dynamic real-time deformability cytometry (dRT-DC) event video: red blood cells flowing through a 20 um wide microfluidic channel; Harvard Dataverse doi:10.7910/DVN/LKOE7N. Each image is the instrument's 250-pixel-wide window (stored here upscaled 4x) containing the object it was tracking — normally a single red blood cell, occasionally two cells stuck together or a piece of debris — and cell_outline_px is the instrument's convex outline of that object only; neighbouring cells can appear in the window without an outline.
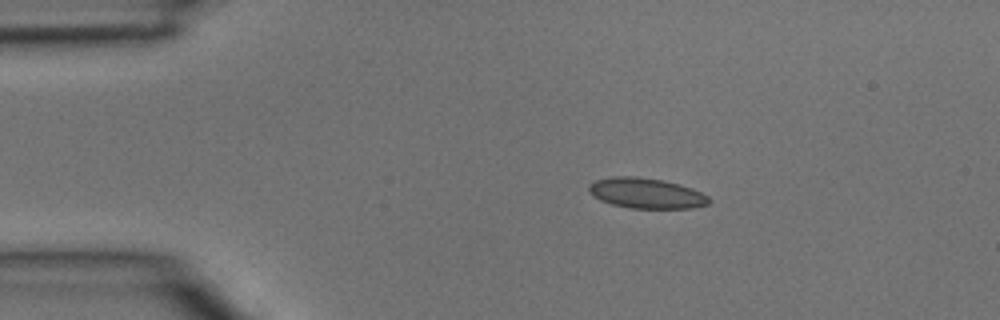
{"species": "common noctule bat (a hibernating species)", "species_latin": "Nyctalus noctula", "temperature_condition": "room temperature", "stored_images_in_passage": 2, "camera_frame_rate_fps": 3000, "um_per_image_px": 0.085, "animal": {"sex": "male", "body_mass_g": 15.6}, "frame": {"image": 1, "passage_image": 1, "time_ms": 0.0, "image_size_px": [1000, 320], "cell_outline_px": [[712, 200], [708, 204], [692, 208], [632, 208], [612, 204], [600, 200], [592, 196], [588, 192], [588, 184], [596, 180], [612, 176], [632, 176], [664, 180], [680, 184], [692, 188], [708, 196]], "centroid_in_image_um": [54.92, 16.42], "position_along_channel_um": 30.1, "area_um2": 21.39}}